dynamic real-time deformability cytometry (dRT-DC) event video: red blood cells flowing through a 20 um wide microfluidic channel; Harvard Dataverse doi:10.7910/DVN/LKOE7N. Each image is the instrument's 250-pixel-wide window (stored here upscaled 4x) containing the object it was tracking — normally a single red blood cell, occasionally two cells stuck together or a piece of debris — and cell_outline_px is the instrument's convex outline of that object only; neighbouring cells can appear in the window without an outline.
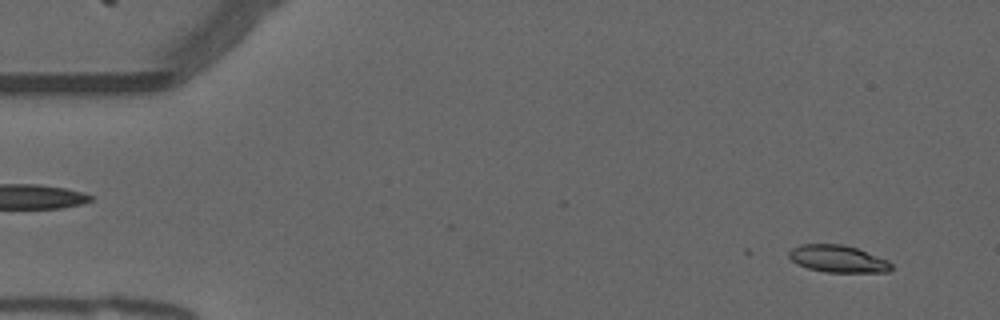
{"species": "common noctule bat (a hibernating species)", "species_latin": "Nyctalus noctula", "temperature_condition": "warm", "stored_images_in_passage": 17, "camera_frame_rate_fps": 3000, "um_per_image_px": 0.085, "animal": {"sex": "male", "forearm_length_mm": 52.5}, "frame": {"image": 1, "passage_image": 2, "time_ms": 0.333, "image_size_px": [1000, 320], "cell_outline_px": [[892, 268], [888, 272], [824, 272], [808, 268], [796, 264], [788, 256], [788, 252], [792, 248], [800, 244], [840, 244], [856, 248], [888, 260], [892, 264]], "centroid_in_image_um": [71.2, 22.0], "position_along_channel_um": 13.8, "area_um2": 16.18}}
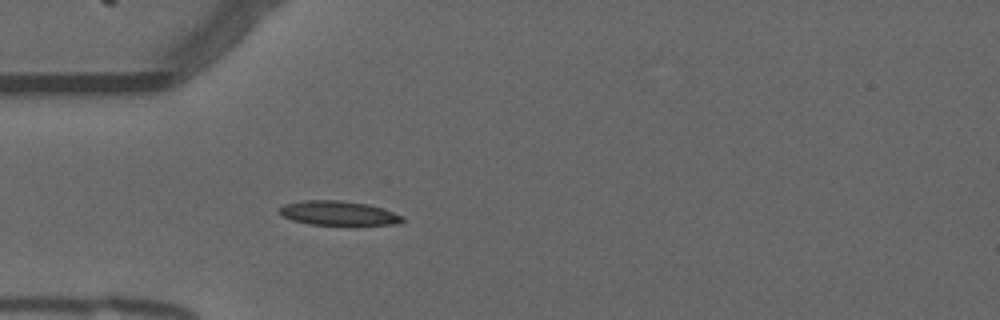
{"frame": {"image": 2, "passage_image": 14, "time_ms": 4.333, "image_size_px": [1000, 320], "cell_outline_px": [[404, 220], [400, 224], [308, 224], [292, 220], [280, 216], [280, 208], [284, 204], [304, 200], [340, 200], [368, 204], [404, 216]], "centroid_in_image_um": [28.73, 18.11], "position_along_channel_um": 56.3, "area_um2": 17.22}}